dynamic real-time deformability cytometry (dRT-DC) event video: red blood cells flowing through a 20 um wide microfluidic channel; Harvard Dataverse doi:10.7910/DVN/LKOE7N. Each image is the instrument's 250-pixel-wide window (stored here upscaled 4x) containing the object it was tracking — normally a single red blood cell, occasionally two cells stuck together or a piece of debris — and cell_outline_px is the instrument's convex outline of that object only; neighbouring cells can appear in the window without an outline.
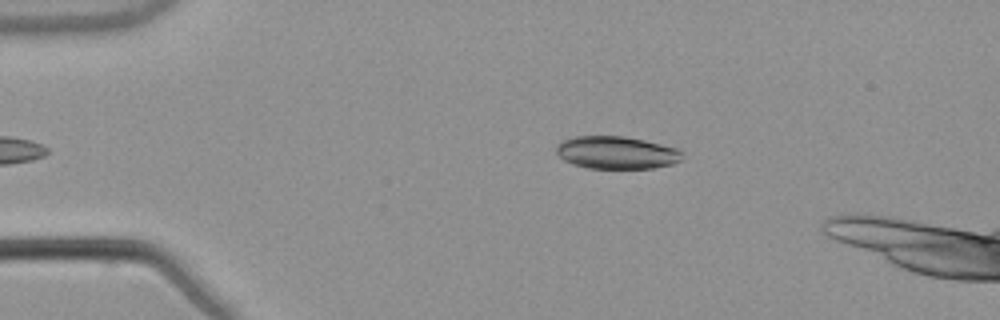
{"species": "common noctule bat (a hibernating species)", "species_latin": "Nyctalus noctula", "temperature_condition": "warm", "stored_images_in_passage": 37, "camera_frame_rate_fps": 3000, "um_per_image_px": 0.085, "animal": {"sex": "male", "body_mass_g": 21.5, "forearm_length_mm": 52.0}, "frame": {"image": 1, "passage_image": 2, "time_ms": 0.333, "image_size_px": [1000, 320], "cell_outline_px": [[684, 152], [680, 160], [672, 164], [652, 168], [588, 168], [572, 164], [564, 160], [556, 152], [556, 144], [560, 140], [576, 136], [624, 136], [644, 140], [676, 148]], "centroid_in_image_um": [52.37, 12.96], "position_along_channel_um": 32.6, "area_um2": 23.99}}
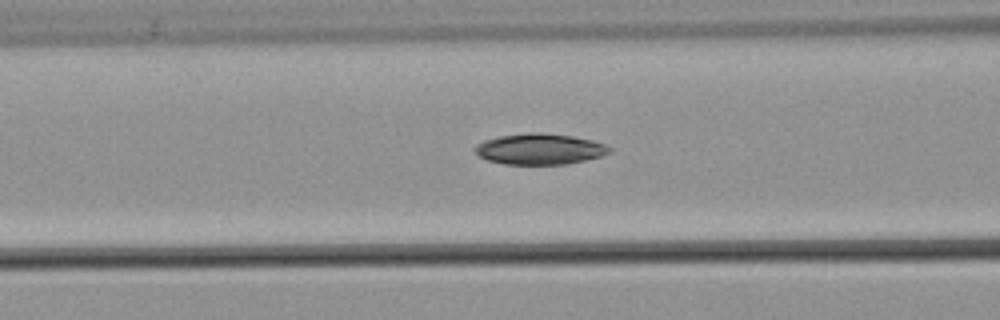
{"frame": {"image": 2, "passage_image": 13, "time_ms": 4.0, "image_size_px": [1000, 320], "cell_outline_px": [[612, 152], [600, 156], [568, 164], [504, 164], [488, 160], [480, 156], [472, 148], [476, 144], [484, 140], [500, 136], [528, 132], [540, 132], [572, 136], [592, 140], [604, 144], [612, 148]], "centroid_in_image_um": [45.87, 12.66], "position_along_channel_um": 120.7, "area_um2": 24.22}}
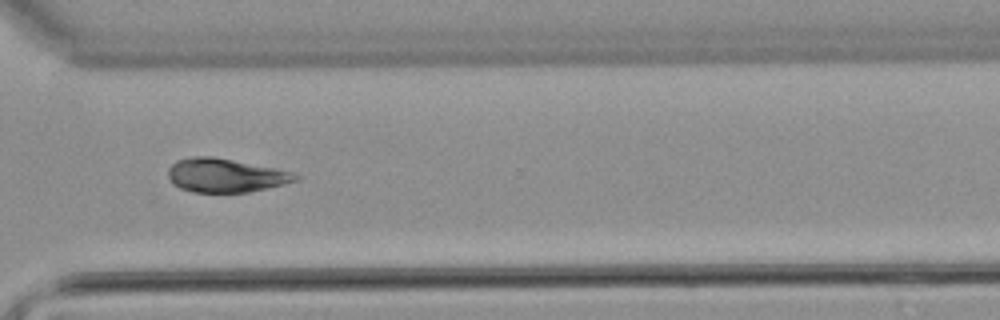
{"frame": {"image": 3, "passage_image": 31, "time_ms": 10.0, "image_size_px": [1000, 320], "cell_outline_px": [[300, 176], [296, 180], [284, 184], [248, 192], [192, 192], [180, 188], [172, 184], [168, 176], [168, 168], [176, 160], [192, 156], [212, 156], [276, 168], [292, 172]], "centroid_in_image_um": [19.12, 14.9], "position_along_channel_um": 351.5, "area_um2": 25.03}, "authors_computed_cell_mechanics": {"area_um2": 24.565, "velocity_mm_per_s": 3.845, "shape_relaxation_time_tau1_ms": 3.867, "shape_relaxation_time_tau2_ms": null, "deformation_change_tau1": 0.0887, "deformation_change_tau2": null}}